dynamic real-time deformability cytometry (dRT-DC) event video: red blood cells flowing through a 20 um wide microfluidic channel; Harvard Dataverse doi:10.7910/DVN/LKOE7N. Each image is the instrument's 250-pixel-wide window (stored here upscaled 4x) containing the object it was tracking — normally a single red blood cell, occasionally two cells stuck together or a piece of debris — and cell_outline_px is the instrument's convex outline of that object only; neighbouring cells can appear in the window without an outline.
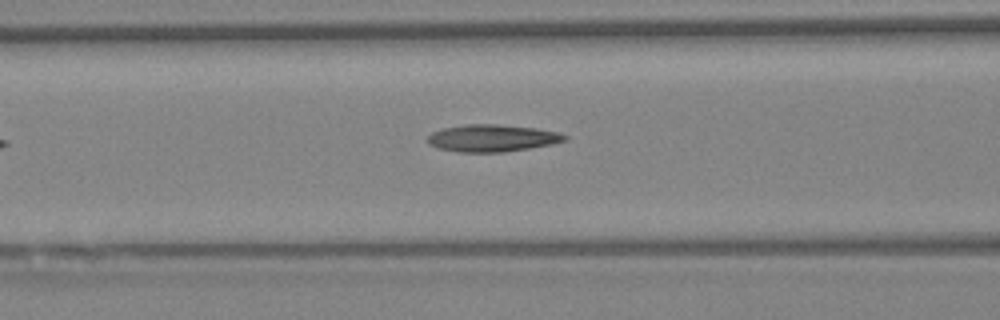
{"species": "Egyptian fruit bat (a non-hibernating species)", "species_latin": "Rousettus aegyptiacus", "temperature_condition": "warm", "stored_images_in_passage": 5, "camera_frame_rate_fps": 3000, "um_per_image_px": 0.085, "animal": {"sex": "female"}, "frame": {"image": 1, "passage_image": 4, "time_ms": 1.0, "image_size_px": [1000, 320], "cell_outline_px": [[568, 136], [564, 140], [552, 144], [504, 152], [460, 152], [440, 148], [428, 144], [428, 136], [432, 132], [444, 128], [464, 124], [496, 124], [536, 128], [560, 132]], "centroid_in_image_um": [41.84, 11.73], "position_along_channel_um": 124.8, "area_um2": 21.56}}